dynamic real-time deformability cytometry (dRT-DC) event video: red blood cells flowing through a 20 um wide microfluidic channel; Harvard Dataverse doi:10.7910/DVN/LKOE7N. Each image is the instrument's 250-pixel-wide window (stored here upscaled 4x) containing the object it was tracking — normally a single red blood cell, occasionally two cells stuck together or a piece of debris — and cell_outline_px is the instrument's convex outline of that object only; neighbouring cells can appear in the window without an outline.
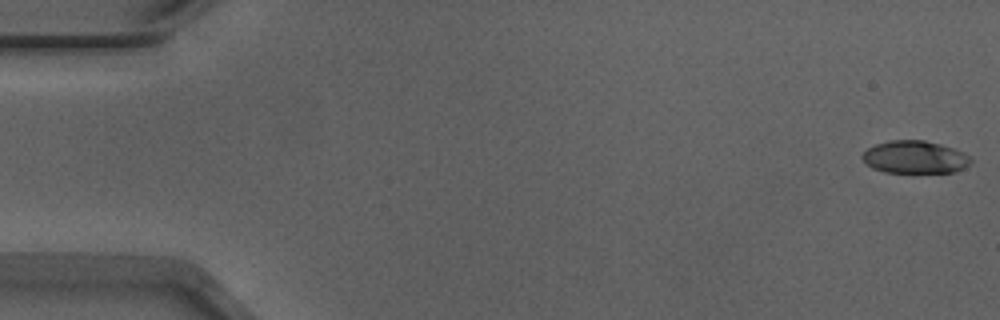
{"species": "Egyptian fruit bat (a non-hibernating species)", "species_latin": "Rousettus aegyptiacus", "temperature_condition": "warm", "stored_images_in_passage": 53, "camera_frame_rate_fps": 3000, "um_per_image_px": 0.085, "animal": {"sex": "male"}, "frame": {"image": 1, "passage_image": 1, "time_ms": 0.0, "image_size_px": [1000, 320], "cell_outline_px": [[972, 160], [964, 168], [952, 172], [884, 172], [872, 168], [860, 156], [868, 148], [876, 144], [888, 140], [924, 140], [940, 144], [964, 152]], "centroid_in_image_um": [77.74, 13.35], "position_along_channel_um": 7.3, "area_um2": 20.46}}
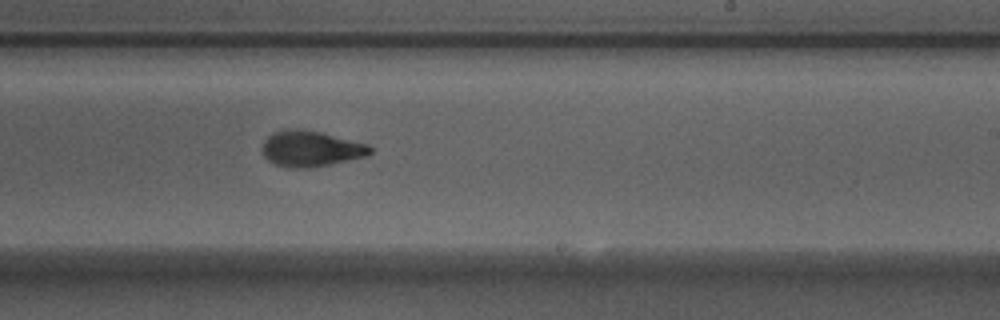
{"frame": {"image": 2, "passage_image": 32, "time_ms": 10.333, "image_size_px": [1000, 320], "cell_outline_px": [[372, 152], [368, 156], [308, 168], [288, 168], [276, 164], [268, 160], [264, 156], [264, 140], [272, 132], [296, 128], [320, 132], [368, 144], [372, 148]], "centroid_in_image_um": [26.43, 12.64], "position_along_channel_um": 262.6, "area_um2": 22.25}}
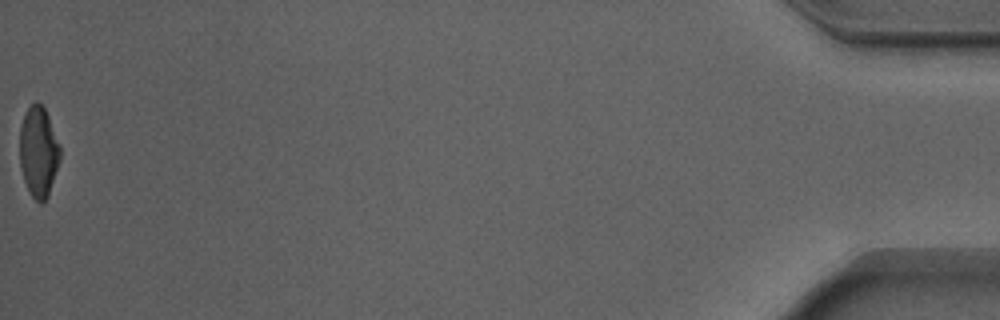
{"frame": {"image": 3, "passage_image": 53, "time_ms": 17.333, "image_size_px": [1000, 320], "cell_outline_px": [[60, 160], [48, 196], [40, 204], [32, 196], [24, 180], [20, 168], [20, 128], [24, 116], [28, 108], [36, 100], [44, 108], [48, 116], [60, 148]], "centroid_in_image_um": [3.27, 12.91], "position_along_channel_um": 431.9, "area_um2": 20.98}, "authors_computed_cell_mechanics": {"area_um2": 22.1374, "velocity_mm_per_s": 3.9106, "shape_relaxation_time_tau1_ms": 3.505, "shape_relaxation_time_tau2_ms": 1.5832, "deformation_change_tau1": 0.1711, "deformation_change_tau2": 0.07}}